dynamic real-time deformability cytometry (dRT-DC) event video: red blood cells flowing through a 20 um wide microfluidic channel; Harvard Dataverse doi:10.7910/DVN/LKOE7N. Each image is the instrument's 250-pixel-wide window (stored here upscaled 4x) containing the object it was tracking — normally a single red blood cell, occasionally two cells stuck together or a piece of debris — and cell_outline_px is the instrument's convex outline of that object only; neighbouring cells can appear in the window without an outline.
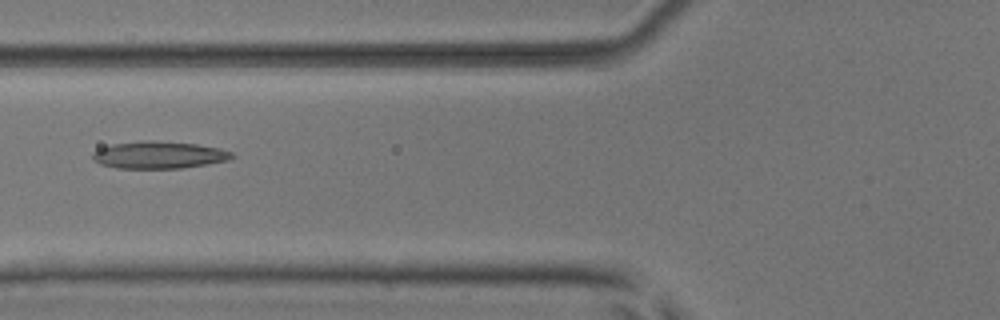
{"species": "common noctule bat (a hibernating species)", "species_latin": "Nyctalus noctula", "temperature_condition": "room temperature", "stored_images_in_passage": 2, "camera_frame_rate_fps": 3000, "um_per_image_px": 0.085, "animal": {"sex": "male", "body_mass_g": 17.9, "forearm_length_mm": 54.2}, "frame": {"image": 1, "passage_image": 2, "time_ms": 0.333, "image_size_px": [1000, 320], "cell_outline_px": [[236, 156], [228, 160], [208, 164], [180, 168], [116, 168], [100, 164], [92, 160], [92, 152], [100, 148], [112, 144], [140, 140], [152, 140], [196, 144], [220, 148], [232, 152]], "centroid_in_image_um": [13.49, 13.16], "position_along_channel_um": 112.3, "area_um2": 22.25}}